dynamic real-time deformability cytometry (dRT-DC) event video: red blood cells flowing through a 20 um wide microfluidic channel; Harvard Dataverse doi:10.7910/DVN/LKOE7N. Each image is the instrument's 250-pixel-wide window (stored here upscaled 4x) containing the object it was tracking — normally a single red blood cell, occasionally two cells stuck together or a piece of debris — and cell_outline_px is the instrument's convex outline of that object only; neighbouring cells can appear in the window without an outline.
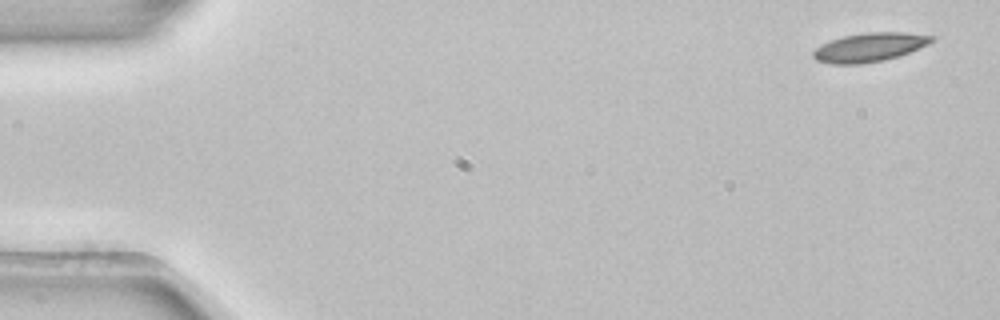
{"species": "common noctule bat (a hibernating species)", "species_latin": "Nyctalus noctula", "temperature_condition": "room temperature", "stored_images_in_passage": 5, "camera_frame_rate_fps": 3000, "um_per_image_px": 0.085, "animal": {"sex": "female", "body_mass_g": 22.7, "forearm_length_mm": 54.2}, "frame": {"image": 1, "passage_image": 1, "time_ms": 0.0, "image_size_px": [1000, 320], "cell_outline_px": [[936, 36], [928, 44], [920, 48], [884, 60], [860, 64], [832, 64], [816, 60], [812, 56], [812, 52], [820, 44], [844, 36], [868, 32], [904, 32]], "centroid_in_image_um": [73.88, 4.02], "position_along_channel_um": 11.1, "area_um2": 19.77}}
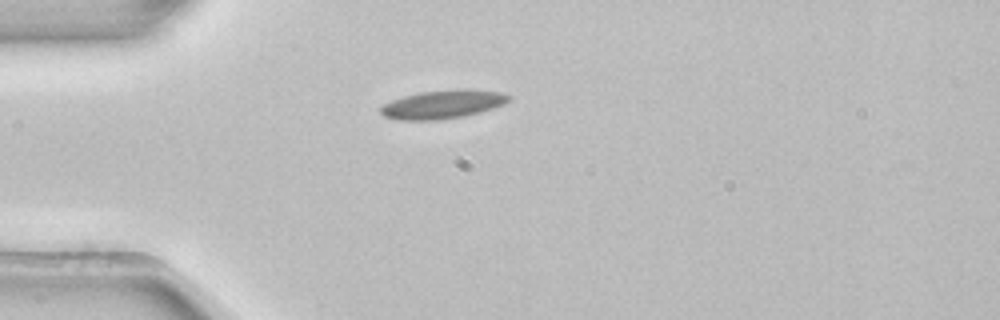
{"frame": {"image": 2, "passage_image": 4, "time_ms": 1.0, "image_size_px": [1000, 320], "cell_outline_px": [[512, 96], [504, 104], [480, 112], [464, 116], [436, 120], [396, 120], [384, 116], [380, 112], [380, 108], [384, 104], [392, 100], [404, 96], [420, 92], [456, 88], [472, 88], [504, 92]], "centroid_in_image_um": [37.67, 8.85], "position_along_channel_um": 47.3, "area_um2": 21.62}}